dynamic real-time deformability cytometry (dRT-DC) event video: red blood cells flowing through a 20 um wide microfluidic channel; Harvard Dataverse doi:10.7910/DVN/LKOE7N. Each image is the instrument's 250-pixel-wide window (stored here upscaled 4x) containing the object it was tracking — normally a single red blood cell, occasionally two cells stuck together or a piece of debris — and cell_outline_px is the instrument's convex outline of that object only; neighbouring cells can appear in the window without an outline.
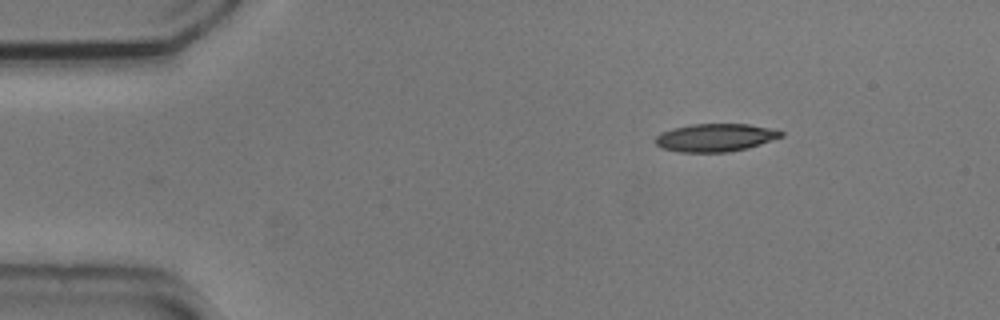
{"species": "common noctule bat (a hibernating species)", "species_latin": "Nyctalus noctula", "temperature_condition": "cold", "stored_images_in_passage": 40, "camera_frame_rate_fps": 3000, "um_per_image_px": 0.085, "animal": {"sex": "male", "body_mass_g": 20.5, "forearm_length_mm": 52.5}, "frame": {"image": 1, "passage_image": 1, "time_ms": 0.0, "image_size_px": [1000, 320], "cell_outline_px": [[784, 136], [748, 148], [728, 152], [680, 152], [660, 148], [656, 144], [656, 136], [672, 128], [692, 124], [748, 124], [768, 128], [784, 132]], "centroid_in_image_um": [60.8, 11.7], "position_along_channel_um": 24.2, "area_um2": 20.35}}
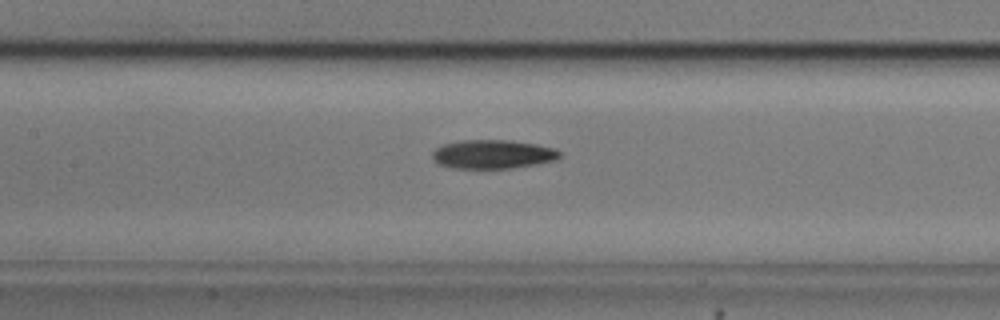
{"frame": {"image": 2, "passage_image": 18, "time_ms": 5.667, "image_size_px": [1000, 320], "cell_outline_px": [[560, 156], [556, 160], [536, 164], [512, 168], [452, 168], [436, 164], [432, 160], [432, 152], [436, 148], [444, 144], [460, 140], [512, 140], [536, 144], [556, 148], [560, 152]], "centroid_in_image_um": [41.87, 13.11], "position_along_channel_um": 165.5, "area_um2": 21.62}}
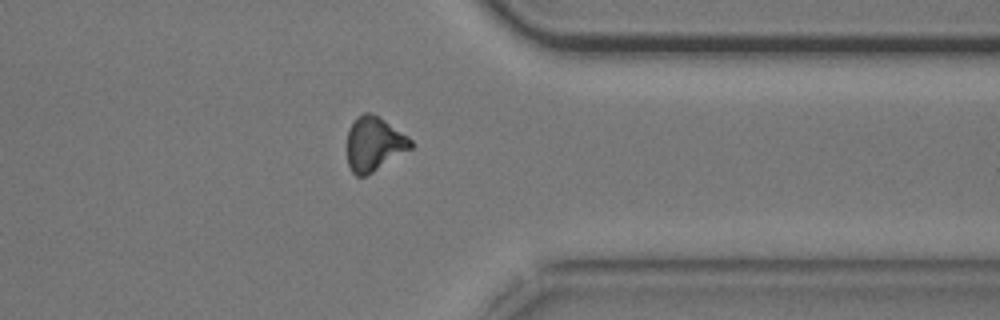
{"frame": {"image": 3, "passage_image": 36, "time_ms": 11.667, "image_size_px": [1000, 320], "cell_outline_px": [[412, 148], [372, 172], [364, 176], [356, 176], [352, 172], [348, 164], [348, 128], [356, 116], [364, 112], [372, 112], [408, 136], [412, 140]], "centroid_in_image_um": [31.78, 12.21], "position_along_channel_um": 379.6, "area_um2": 20.0}, "authors_computed_cell_mechanics": {"area_um2": 20.8947, "velocity_mm_per_s": 3.691, "shape_relaxation_time_tau1_ms": 4.9638, "shape_relaxation_time_tau2_ms": null, "deformation_change_tau1": 0.1702, "deformation_change_tau2": null}}